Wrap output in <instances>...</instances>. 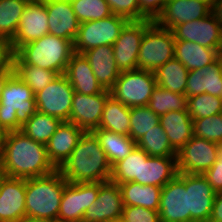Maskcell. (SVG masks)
I'll list each match as a JSON object with an SVG mask.
<instances>
[{
  "label": "cell",
  "mask_w": 222,
  "mask_h": 222,
  "mask_svg": "<svg viewBox=\"0 0 222 222\" xmlns=\"http://www.w3.org/2000/svg\"><path fill=\"white\" fill-rule=\"evenodd\" d=\"M0 157L9 177L30 179L56 170L48 158L46 145L34 141L20 130L7 132Z\"/></svg>",
  "instance_id": "cell-1"
},
{
  "label": "cell",
  "mask_w": 222,
  "mask_h": 222,
  "mask_svg": "<svg viewBox=\"0 0 222 222\" xmlns=\"http://www.w3.org/2000/svg\"><path fill=\"white\" fill-rule=\"evenodd\" d=\"M58 170L69 183L106 182L112 174L106 154L92 132L83 134Z\"/></svg>",
  "instance_id": "cell-2"
},
{
  "label": "cell",
  "mask_w": 222,
  "mask_h": 222,
  "mask_svg": "<svg viewBox=\"0 0 222 222\" xmlns=\"http://www.w3.org/2000/svg\"><path fill=\"white\" fill-rule=\"evenodd\" d=\"M67 184L60 171L26 179V216L58 222V213Z\"/></svg>",
  "instance_id": "cell-3"
},
{
  "label": "cell",
  "mask_w": 222,
  "mask_h": 222,
  "mask_svg": "<svg viewBox=\"0 0 222 222\" xmlns=\"http://www.w3.org/2000/svg\"><path fill=\"white\" fill-rule=\"evenodd\" d=\"M74 53L70 40L46 34L45 36L22 45L14 54L27 65L41 67L64 74Z\"/></svg>",
  "instance_id": "cell-4"
},
{
  "label": "cell",
  "mask_w": 222,
  "mask_h": 222,
  "mask_svg": "<svg viewBox=\"0 0 222 222\" xmlns=\"http://www.w3.org/2000/svg\"><path fill=\"white\" fill-rule=\"evenodd\" d=\"M37 111L32 89L13 74L0 97V124L6 132L20 130Z\"/></svg>",
  "instance_id": "cell-5"
},
{
  "label": "cell",
  "mask_w": 222,
  "mask_h": 222,
  "mask_svg": "<svg viewBox=\"0 0 222 222\" xmlns=\"http://www.w3.org/2000/svg\"><path fill=\"white\" fill-rule=\"evenodd\" d=\"M175 38L170 29L153 22L144 33L138 53V69L155 71L174 58Z\"/></svg>",
  "instance_id": "cell-6"
},
{
  "label": "cell",
  "mask_w": 222,
  "mask_h": 222,
  "mask_svg": "<svg viewBox=\"0 0 222 222\" xmlns=\"http://www.w3.org/2000/svg\"><path fill=\"white\" fill-rule=\"evenodd\" d=\"M156 86L153 71L139 69L121 71L110 89V94L129 108L147 106Z\"/></svg>",
  "instance_id": "cell-7"
},
{
  "label": "cell",
  "mask_w": 222,
  "mask_h": 222,
  "mask_svg": "<svg viewBox=\"0 0 222 222\" xmlns=\"http://www.w3.org/2000/svg\"><path fill=\"white\" fill-rule=\"evenodd\" d=\"M128 22L127 18L112 14L100 20L81 23L73 42L74 52L82 54L94 47L112 46Z\"/></svg>",
  "instance_id": "cell-8"
},
{
  "label": "cell",
  "mask_w": 222,
  "mask_h": 222,
  "mask_svg": "<svg viewBox=\"0 0 222 222\" xmlns=\"http://www.w3.org/2000/svg\"><path fill=\"white\" fill-rule=\"evenodd\" d=\"M74 92L66 76L58 75L43 90L35 94L36 109L61 121H69Z\"/></svg>",
  "instance_id": "cell-9"
},
{
  "label": "cell",
  "mask_w": 222,
  "mask_h": 222,
  "mask_svg": "<svg viewBox=\"0 0 222 222\" xmlns=\"http://www.w3.org/2000/svg\"><path fill=\"white\" fill-rule=\"evenodd\" d=\"M101 182L69 183L64 187L58 222H82L86 209L97 199Z\"/></svg>",
  "instance_id": "cell-10"
},
{
  "label": "cell",
  "mask_w": 222,
  "mask_h": 222,
  "mask_svg": "<svg viewBox=\"0 0 222 222\" xmlns=\"http://www.w3.org/2000/svg\"><path fill=\"white\" fill-rule=\"evenodd\" d=\"M152 20L129 21L112 45L114 58L120 71L138 69V53L145 30Z\"/></svg>",
  "instance_id": "cell-11"
},
{
  "label": "cell",
  "mask_w": 222,
  "mask_h": 222,
  "mask_svg": "<svg viewBox=\"0 0 222 222\" xmlns=\"http://www.w3.org/2000/svg\"><path fill=\"white\" fill-rule=\"evenodd\" d=\"M171 31L175 41L195 42L216 49L222 55V29L211 13L204 18L176 25Z\"/></svg>",
  "instance_id": "cell-12"
},
{
  "label": "cell",
  "mask_w": 222,
  "mask_h": 222,
  "mask_svg": "<svg viewBox=\"0 0 222 222\" xmlns=\"http://www.w3.org/2000/svg\"><path fill=\"white\" fill-rule=\"evenodd\" d=\"M216 144L193 136L177 152V172L203 175L216 161Z\"/></svg>",
  "instance_id": "cell-13"
},
{
  "label": "cell",
  "mask_w": 222,
  "mask_h": 222,
  "mask_svg": "<svg viewBox=\"0 0 222 222\" xmlns=\"http://www.w3.org/2000/svg\"><path fill=\"white\" fill-rule=\"evenodd\" d=\"M158 212L161 222H190L188 190L185 189V173L178 172L162 188Z\"/></svg>",
  "instance_id": "cell-14"
},
{
  "label": "cell",
  "mask_w": 222,
  "mask_h": 222,
  "mask_svg": "<svg viewBox=\"0 0 222 222\" xmlns=\"http://www.w3.org/2000/svg\"><path fill=\"white\" fill-rule=\"evenodd\" d=\"M124 204L119 184L101 182L97 199L86 209L82 222H112L121 219Z\"/></svg>",
  "instance_id": "cell-15"
},
{
  "label": "cell",
  "mask_w": 222,
  "mask_h": 222,
  "mask_svg": "<svg viewBox=\"0 0 222 222\" xmlns=\"http://www.w3.org/2000/svg\"><path fill=\"white\" fill-rule=\"evenodd\" d=\"M110 95V90L107 89L93 95L74 92L69 122L85 132H92L99 128L104 105Z\"/></svg>",
  "instance_id": "cell-16"
},
{
  "label": "cell",
  "mask_w": 222,
  "mask_h": 222,
  "mask_svg": "<svg viewBox=\"0 0 222 222\" xmlns=\"http://www.w3.org/2000/svg\"><path fill=\"white\" fill-rule=\"evenodd\" d=\"M49 34L45 2L27 4L20 18L18 29L10 41L15 53L22 45Z\"/></svg>",
  "instance_id": "cell-17"
},
{
  "label": "cell",
  "mask_w": 222,
  "mask_h": 222,
  "mask_svg": "<svg viewBox=\"0 0 222 222\" xmlns=\"http://www.w3.org/2000/svg\"><path fill=\"white\" fill-rule=\"evenodd\" d=\"M190 222H208L216 192L203 175L185 173Z\"/></svg>",
  "instance_id": "cell-18"
},
{
  "label": "cell",
  "mask_w": 222,
  "mask_h": 222,
  "mask_svg": "<svg viewBox=\"0 0 222 222\" xmlns=\"http://www.w3.org/2000/svg\"><path fill=\"white\" fill-rule=\"evenodd\" d=\"M210 13L211 7L199 0H167L154 22L171 30L176 25L204 18Z\"/></svg>",
  "instance_id": "cell-19"
},
{
  "label": "cell",
  "mask_w": 222,
  "mask_h": 222,
  "mask_svg": "<svg viewBox=\"0 0 222 222\" xmlns=\"http://www.w3.org/2000/svg\"><path fill=\"white\" fill-rule=\"evenodd\" d=\"M26 179L7 176L0 186V222H19L26 216Z\"/></svg>",
  "instance_id": "cell-20"
},
{
  "label": "cell",
  "mask_w": 222,
  "mask_h": 222,
  "mask_svg": "<svg viewBox=\"0 0 222 222\" xmlns=\"http://www.w3.org/2000/svg\"><path fill=\"white\" fill-rule=\"evenodd\" d=\"M48 15L49 34L70 40L76 38L80 22L72 4L66 0H45Z\"/></svg>",
  "instance_id": "cell-21"
},
{
  "label": "cell",
  "mask_w": 222,
  "mask_h": 222,
  "mask_svg": "<svg viewBox=\"0 0 222 222\" xmlns=\"http://www.w3.org/2000/svg\"><path fill=\"white\" fill-rule=\"evenodd\" d=\"M85 131L74 123L62 121L46 144L47 155L56 169L69 158Z\"/></svg>",
  "instance_id": "cell-22"
},
{
  "label": "cell",
  "mask_w": 222,
  "mask_h": 222,
  "mask_svg": "<svg viewBox=\"0 0 222 222\" xmlns=\"http://www.w3.org/2000/svg\"><path fill=\"white\" fill-rule=\"evenodd\" d=\"M203 93L222 98V55L212 64L188 72L187 98Z\"/></svg>",
  "instance_id": "cell-23"
},
{
  "label": "cell",
  "mask_w": 222,
  "mask_h": 222,
  "mask_svg": "<svg viewBox=\"0 0 222 222\" xmlns=\"http://www.w3.org/2000/svg\"><path fill=\"white\" fill-rule=\"evenodd\" d=\"M82 54L88 60L101 86L110 90L121 73L114 58L113 47L111 45L98 46Z\"/></svg>",
  "instance_id": "cell-24"
},
{
  "label": "cell",
  "mask_w": 222,
  "mask_h": 222,
  "mask_svg": "<svg viewBox=\"0 0 222 222\" xmlns=\"http://www.w3.org/2000/svg\"><path fill=\"white\" fill-rule=\"evenodd\" d=\"M64 75L77 93L93 95L102 93L105 90L98 82L88 60L83 54L74 52L71 55Z\"/></svg>",
  "instance_id": "cell-25"
},
{
  "label": "cell",
  "mask_w": 222,
  "mask_h": 222,
  "mask_svg": "<svg viewBox=\"0 0 222 222\" xmlns=\"http://www.w3.org/2000/svg\"><path fill=\"white\" fill-rule=\"evenodd\" d=\"M177 173L176 157L141 158V185H155L163 188Z\"/></svg>",
  "instance_id": "cell-26"
},
{
  "label": "cell",
  "mask_w": 222,
  "mask_h": 222,
  "mask_svg": "<svg viewBox=\"0 0 222 222\" xmlns=\"http://www.w3.org/2000/svg\"><path fill=\"white\" fill-rule=\"evenodd\" d=\"M159 121L177 152L193 137V120L187 110L167 112L159 116Z\"/></svg>",
  "instance_id": "cell-27"
},
{
  "label": "cell",
  "mask_w": 222,
  "mask_h": 222,
  "mask_svg": "<svg viewBox=\"0 0 222 222\" xmlns=\"http://www.w3.org/2000/svg\"><path fill=\"white\" fill-rule=\"evenodd\" d=\"M220 56L221 54L216 49L207 48L191 41H175L174 58L189 71L210 65Z\"/></svg>",
  "instance_id": "cell-28"
},
{
  "label": "cell",
  "mask_w": 222,
  "mask_h": 222,
  "mask_svg": "<svg viewBox=\"0 0 222 222\" xmlns=\"http://www.w3.org/2000/svg\"><path fill=\"white\" fill-rule=\"evenodd\" d=\"M124 206H141L159 210L162 187L129 181L119 184Z\"/></svg>",
  "instance_id": "cell-29"
},
{
  "label": "cell",
  "mask_w": 222,
  "mask_h": 222,
  "mask_svg": "<svg viewBox=\"0 0 222 222\" xmlns=\"http://www.w3.org/2000/svg\"><path fill=\"white\" fill-rule=\"evenodd\" d=\"M92 133L98 139L111 167L126 158L137 146L136 142L128 135L117 134L104 129H95Z\"/></svg>",
  "instance_id": "cell-30"
},
{
  "label": "cell",
  "mask_w": 222,
  "mask_h": 222,
  "mask_svg": "<svg viewBox=\"0 0 222 222\" xmlns=\"http://www.w3.org/2000/svg\"><path fill=\"white\" fill-rule=\"evenodd\" d=\"M97 129L129 136L130 108L110 95L104 105L99 128Z\"/></svg>",
  "instance_id": "cell-31"
},
{
  "label": "cell",
  "mask_w": 222,
  "mask_h": 222,
  "mask_svg": "<svg viewBox=\"0 0 222 222\" xmlns=\"http://www.w3.org/2000/svg\"><path fill=\"white\" fill-rule=\"evenodd\" d=\"M189 70L176 58L167 61L154 71L157 85L185 95Z\"/></svg>",
  "instance_id": "cell-32"
},
{
  "label": "cell",
  "mask_w": 222,
  "mask_h": 222,
  "mask_svg": "<svg viewBox=\"0 0 222 222\" xmlns=\"http://www.w3.org/2000/svg\"><path fill=\"white\" fill-rule=\"evenodd\" d=\"M12 69L15 76L27 84L34 94L43 90L58 76L54 71L24 64L15 54L12 59Z\"/></svg>",
  "instance_id": "cell-33"
},
{
  "label": "cell",
  "mask_w": 222,
  "mask_h": 222,
  "mask_svg": "<svg viewBox=\"0 0 222 222\" xmlns=\"http://www.w3.org/2000/svg\"><path fill=\"white\" fill-rule=\"evenodd\" d=\"M61 122L58 118L36 111L20 131L34 141L46 145Z\"/></svg>",
  "instance_id": "cell-34"
},
{
  "label": "cell",
  "mask_w": 222,
  "mask_h": 222,
  "mask_svg": "<svg viewBox=\"0 0 222 222\" xmlns=\"http://www.w3.org/2000/svg\"><path fill=\"white\" fill-rule=\"evenodd\" d=\"M149 155L141 148L134 150L123 160L112 167L110 180L117 183L133 181L140 184L141 158H148Z\"/></svg>",
  "instance_id": "cell-35"
},
{
  "label": "cell",
  "mask_w": 222,
  "mask_h": 222,
  "mask_svg": "<svg viewBox=\"0 0 222 222\" xmlns=\"http://www.w3.org/2000/svg\"><path fill=\"white\" fill-rule=\"evenodd\" d=\"M137 147L143 149L149 156L176 157L177 151L171 146L168 136L160 123L143 135L137 142Z\"/></svg>",
  "instance_id": "cell-36"
},
{
  "label": "cell",
  "mask_w": 222,
  "mask_h": 222,
  "mask_svg": "<svg viewBox=\"0 0 222 222\" xmlns=\"http://www.w3.org/2000/svg\"><path fill=\"white\" fill-rule=\"evenodd\" d=\"M147 106L158 116L170 111L187 110V96L156 86Z\"/></svg>",
  "instance_id": "cell-37"
},
{
  "label": "cell",
  "mask_w": 222,
  "mask_h": 222,
  "mask_svg": "<svg viewBox=\"0 0 222 222\" xmlns=\"http://www.w3.org/2000/svg\"><path fill=\"white\" fill-rule=\"evenodd\" d=\"M26 6L22 0H0V38L9 41L14 38Z\"/></svg>",
  "instance_id": "cell-38"
},
{
  "label": "cell",
  "mask_w": 222,
  "mask_h": 222,
  "mask_svg": "<svg viewBox=\"0 0 222 222\" xmlns=\"http://www.w3.org/2000/svg\"><path fill=\"white\" fill-rule=\"evenodd\" d=\"M159 123V116L148 106L131 107L129 137L137 142Z\"/></svg>",
  "instance_id": "cell-39"
},
{
  "label": "cell",
  "mask_w": 222,
  "mask_h": 222,
  "mask_svg": "<svg viewBox=\"0 0 222 222\" xmlns=\"http://www.w3.org/2000/svg\"><path fill=\"white\" fill-rule=\"evenodd\" d=\"M187 111L192 119L220 114L222 113V98L207 93L188 97Z\"/></svg>",
  "instance_id": "cell-40"
},
{
  "label": "cell",
  "mask_w": 222,
  "mask_h": 222,
  "mask_svg": "<svg viewBox=\"0 0 222 222\" xmlns=\"http://www.w3.org/2000/svg\"><path fill=\"white\" fill-rule=\"evenodd\" d=\"M71 4L80 24L113 14L106 0H73Z\"/></svg>",
  "instance_id": "cell-41"
},
{
  "label": "cell",
  "mask_w": 222,
  "mask_h": 222,
  "mask_svg": "<svg viewBox=\"0 0 222 222\" xmlns=\"http://www.w3.org/2000/svg\"><path fill=\"white\" fill-rule=\"evenodd\" d=\"M192 120L193 136L215 143L222 142V113Z\"/></svg>",
  "instance_id": "cell-42"
},
{
  "label": "cell",
  "mask_w": 222,
  "mask_h": 222,
  "mask_svg": "<svg viewBox=\"0 0 222 222\" xmlns=\"http://www.w3.org/2000/svg\"><path fill=\"white\" fill-rule=\"evenodd\" d=\"M121 219L124 222H161L157 210L141 206H124Z\"/></svg>",
  "instance_id": "cell-43"
},
{
  "label": "cell",
  "mask_w": 222,
  "mask_h": 222,
  "mask_svg": "<svg viewBox=\"0 0 222 222\" xmlns=\"http://www.w3.org/2000/svg\"><path fill=\"white\" fill-rule=\"evenodd\" d=\"M114 15L127 18L129 21H140L138 0H106Z\"/></svg>",
  "instance_id": "cell-44"
},
{
  "label": "cell",
  "mask_w": 222,
  "mask_h": 222,
  "mask_svg": "<svg viewBox=\"0 0 222 222\" xmlns=\"http://www.w3.org/2000/svg\"><path fill=\"white\" fill-rule=\"evenodd\" d=\"M203 176L216 193L222 192V142L216 144V161Z\"/></svg>",
  "instance_id": "cell-45"
},
{
  "label": "cell",
  "mask_w": 222,
  "mask_h": 222,
  "mask_svg": "<svg viewBox=\"0 0 222 222\" xmlns=\"http://www.w3.org/2000/svg\"><path fill=\"white\" fill-rule=\"evenodd\" d=\"M167 0H138L140 9V21L152 20L161 14Z\"/></svg>",
  "instance_id": "cell-46"
},
{
  "label": "cell",
  "mask_w": 222,
  "mask_h": 222,
  "mask_svg": "<svg viewBox=\"0 0 222 222\" xmlns=\"http://www.w3.org/2000/svg\"><path fill=\"white\" fill-rule=\"evenodd\" d=\"M14 52L11 48V42L0 38V71L13 70L12 59Z\"/></svg>",
  "instance_id": "cell-47"
},
{
  "label": "cell",
  "mask_w": 222,
  "mask_h": 222,
  "mask_svg": "<svg viewBox=\"0 0 222 222\" xmlns=\"http://www.w3.org/2000/svg\"><path fill=\"white\" fill-rule=\"evenodd\" d=\"M208 222H222V192L215 194L212 213Z\"/></svg>",
  "instance_id": "cell-48"
},
{
  "label": "cell",
  "mask_w": 222,
  "mask_h": 222,
  "mask_svg": "<svg viewBox=\"0 0 222 222\" xmlns=\"http://www.w3.org/2000/svg\"><path fill=\"white\" fill-rule=\"evenodd\" d=\"M211 14L218 21L222 29V0H215L211 7Z\"/></svg>",
  "instance_id": "cell-49"
},
{
  "label": "cell",
  "mask_w": 222,
  "mask_h": 222,
  "mask_svg": "<svg viewBox=\"0 0 222 222\" xmlns=\"http://www.w3.org/2000/svg\"><path fill=\"white\" fill-rule=\"evenodd\" d=\"M13 70L0 71V97L7 80L13 75Z\"/></svg>",
  "instance_id": "cell-50"
},
{
  "label": "cell",
  "mask_w": 222,
  "mask_h": 222,
  "mask_svg": "<svg viewBox=\"0 0 222 222\" xmlns=\"http://www.w3.org/2000/svg\"><path fill=\"white\" fill-rule=\"evenodd\" d=\"M19 222H57V221H52V220H46V219H40V218H34V217L25 216Z\"/></svg>",
  "instance_id": "cell-51"
},
{
  "label": "cell",
  "mask_w": 222,
  "mask_h": 222,
  "mask_svg": "<svg viewBox=\"0 0 222 222\" xmlns=\"http://www.w3.org/2000/svg\"><path fill=\"white\" fill-rule=\"evenodd\" d=\"M7 177L6 172H5V168L3 166V162L2 159L0 157V186L3 182V180Z\"/></svg>",
  "instance_id": "cell-52"
},
{
  "label": "cell",
  "mask_w": 222,
  "mask_h": 222,
  "mask_svg": "<svg viewBox=\"0 0 222 222\" xmlns=\"http://www.w3.org/2000/svg\"><path fill=\"white\" fill-rule=\"evenodd\" d=\"M6 135H7V132L4 130V128L0 124V148L4 139L6 138Z\"/></svg>",
  "instance_id": "cell-53"
},
{
  "label": "cell",
  "mask_w": 222,
  "mask_h": 222,
  "mask_svg": "<svg viewBox=\"0 0 222 222\" xmlns=\"http://www.w3.org/2000/svg\"><path fill=\"white\" fill-rule=\"evenodd\" d=\"M26 2L27 4H32V3H41L44 2L45 0H22Z\"/></svg>",
  "instance_id": "cell-54"
},
{
  "label": "cell",
  "mask_w": 222,
  "mask_h": 222,
  "mask_svg": "<svg viewBox=\"0 0 222 222\" xmlns=\"http://www.w3.org/2000/svg\"><path fill=\"white\" fill-rule=\"evenodd\" d=\"M199 1H202V2H204L206 4H208L210 7H212V5H213L215 0H199Z\"/></svg>",
  "instance_id": "cell-55"
},
{
  "label": "cell",
  "mask_w": 222,
  "mask_h": 222,
  "mask_svg": "<svg viewBox=\"0 0 222 222\" xmlns=\"http://www.w3.org/2000/svg\"><path fill=\"white\" fill-rule=\"evenodd\" d=\"M112 222H124L122 219L114 220Z\"/></svg>",
  "instance_id": "cell-56"
}]
</instances>
